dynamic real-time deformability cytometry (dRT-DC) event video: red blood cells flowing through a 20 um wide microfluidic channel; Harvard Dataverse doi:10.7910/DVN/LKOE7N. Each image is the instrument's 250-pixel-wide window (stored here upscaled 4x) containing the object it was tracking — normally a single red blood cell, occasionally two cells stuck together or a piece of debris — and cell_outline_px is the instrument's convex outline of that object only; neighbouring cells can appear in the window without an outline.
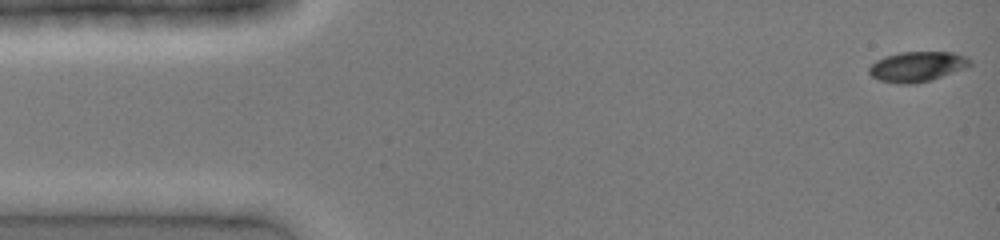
{"species": "common noctule bat (a hibernating species)", "species_latin": "Nyctalus noctula", "temperature_condition": "cold", "stored_images_in_passage": 10, "camera_frame_rate_fps": 3000, "um_per_image_px": 0.085, "animal": {"sex": "female", "body_mass_g": 19.0, "forearm_length_mm": 51.5}, "frame": {"image": 1, "passage_image": 1, "time_ms": 0.0, "image_size_px": [1000, 240], "cell_outline_px": [[972, 64], [968, 68], [932, 80], [912, 84], [896, 84], [880, 80], [872, 76], [868, 72], [868, 68], [876, 60], [884, 56], [900, 52], [952, 52], [964, 56], [972, 60]], "centroid_in_image_um": [77.98, 5.67], "position_along_channel_um": 7.0, "area_um2": 17.98}}